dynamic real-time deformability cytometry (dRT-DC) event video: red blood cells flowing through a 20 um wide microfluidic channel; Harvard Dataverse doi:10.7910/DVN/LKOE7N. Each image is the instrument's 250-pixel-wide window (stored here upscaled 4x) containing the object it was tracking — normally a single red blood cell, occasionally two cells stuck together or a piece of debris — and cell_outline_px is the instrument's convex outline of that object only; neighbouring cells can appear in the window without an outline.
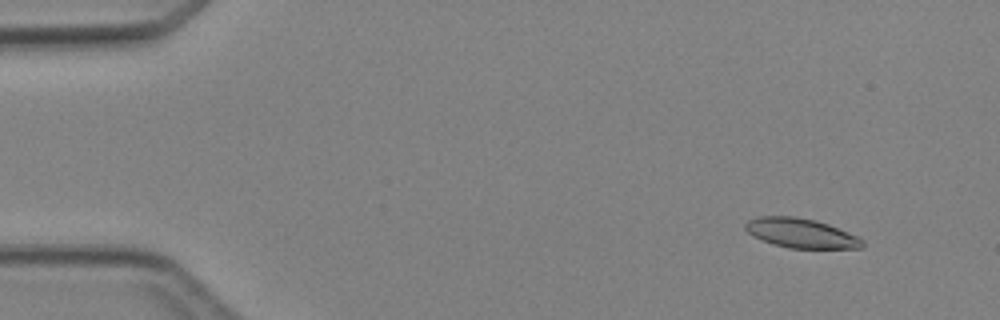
{"species": "Egyptian fruit bat (a non-hibernating species)", "species_latin": "Rousettus aegyptiacus", "temperature_condition": "cold", "stored_images_in_passage": 6, "camera_frame_rate_fps": 3000, "um_per_image_px": 0.085, "animal": {"sex": "female"}, "frame": {"image": 1, "passage_image": 2, "time_ms": 1.0, "image_size_px": [1000, 320], "cell_outline_px": [[864, 248], [788, 248], [752, 236], [744, 228], [744, 224], [748, 220], [760, 216], [796, 216], [816, 220], [828, 224], [856, 236], [864, 240]], "centroid_in_image_um": [68.08, 19.81], "position_along_channel_um": 16.9, "area_um2": 20.0}}
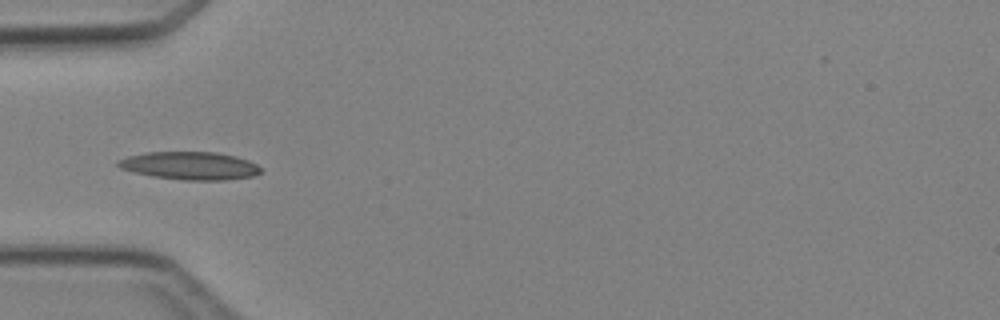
{"frame": {"image": 2, "passage_image": 5, "time_ms": 4.667, "image_size_px": [1000, 320], "cell_outline_px": [[260, 172], [252, 176], [224, 180], [184, 180], [152, 176], [120, 168], [116, 164], [116, 160], [128, 156], [144, 152], [216, 152], [236, 156], [248, 160], [256, 164], [260, 168]], "centroid_in_image_um": [16.12, 14.07], "position_along_channel_um": 68.9, "area_um2": 23.12}}
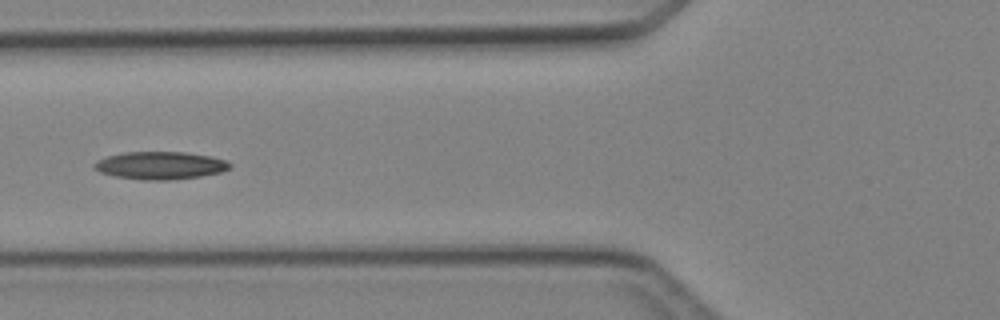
{"frame": {"image": 3, "passage_image": 6, "time_ms": 5.667, "image_size_px": [1000, 320], "cell_outline_px": [[232, 168], [224, 172], [200, 176], [172, 180], [144, 180], [116, 176], [100, 172], [92, 168], [92, 164], [96, 160], [108, 156], [124, 152], [184, 152], [208, 156], [228, 160], [232, 164]], "centroid_in_image_um": [13.65, 14.06], "position_along_channel_um": 112.2, "area_um2": 22.08}}